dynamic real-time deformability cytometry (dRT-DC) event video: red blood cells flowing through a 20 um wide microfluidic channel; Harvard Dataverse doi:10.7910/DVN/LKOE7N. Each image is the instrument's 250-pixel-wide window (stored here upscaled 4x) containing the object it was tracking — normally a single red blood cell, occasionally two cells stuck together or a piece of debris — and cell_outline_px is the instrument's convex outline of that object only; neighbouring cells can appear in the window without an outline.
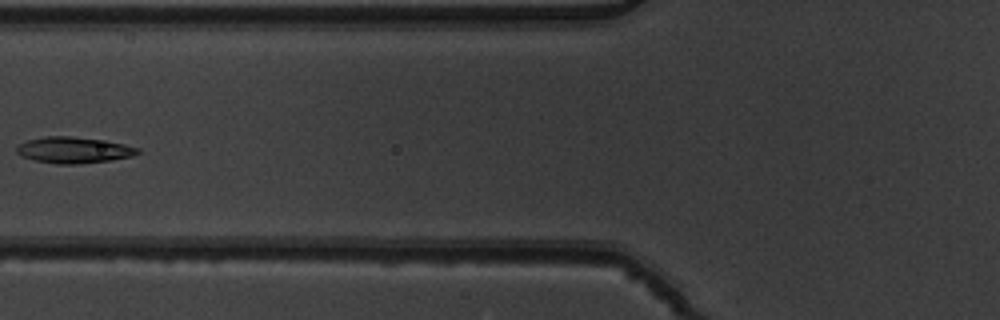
{"species": "common noctule bat (a hibernating species)", "species_latin": "Nyctalus noctula", "temperature_condition": "warm", "stored_images_in_passage": 6, "camera_frame_rate_fps": 3000, "um_per_image_px": 0.085, "animal": {"sex": "male", "body_mass_g": 19.5, "forearm_length_mm": 54.6}, "frame": {"image": 1, "passage_image": 5, "time_ms": 1.333, "image_size_px": [1000, 320], "cell_outline_px": [[140, 152], [132, 156], [112, 160], [76, 164], [56, 164], [36, 160], [20, 156], [16, 152], [16, 148], [20, 144], [28, 140], [48, 136], [72, 136], [124, 144], [140, 148]], "centroid_in_image_um": [6.26, 12.76], "position_along_channel_um": 119.5, "area_um2": 18.26}}
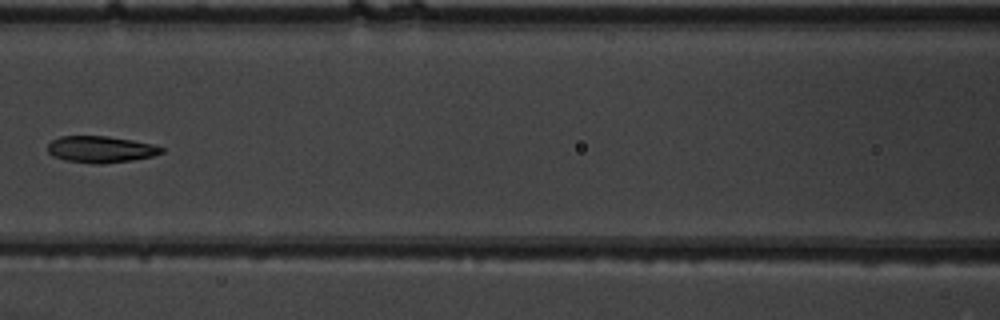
{"frame": {"image": 2, "passage_image": 6, "time_ms": 1.667, "image_size_px": [1000, 320], "cell_outline_px": [[164, 152], [152, 156], [132, 160], [100, 164], [92, 164], [64, 160], [52, 156], [48, 152], [48, 144], [52, 140], [60, 136], [104, 136], [132, 140], [152, 144], [164, 148]], "centroid_in_image_um": [8.53, 12.7], "position_along_channel_um": 158.1, "area_um2": 17.63}}